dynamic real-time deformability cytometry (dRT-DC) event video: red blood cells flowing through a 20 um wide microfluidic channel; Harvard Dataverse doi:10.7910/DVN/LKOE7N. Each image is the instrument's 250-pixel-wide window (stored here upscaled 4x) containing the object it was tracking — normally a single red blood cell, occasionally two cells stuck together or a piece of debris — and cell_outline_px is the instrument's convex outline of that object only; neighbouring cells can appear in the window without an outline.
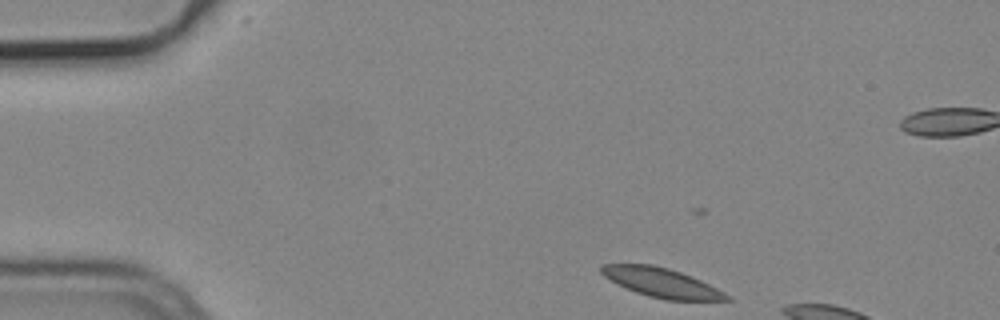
{"species": "common noctule bat (a hibernating species)", "species_latin": "Nyctalus noctula", "temperature_condition": "cold", "stored_images_in_passage": 7, "camera_frame_rate_fps": 3000, "um_per_image_px": 0.085, "animal": {"sex": "male", "body_mass_g": 19.2, "forearm_length_mm": 51.8}, "frame": {"image": 1, "passage_image": 1, "time_ms": 0.0, "image_size_px": [1000, 320], "cell_outline_px": [[732, 300], [668, 300], [648, 296], [636, 292], [616, 284], [604, 276], [600, 272], [600, 264], [652, 264], [668, 268], [692, 276], [732, 296]], "centroid_in_image_um": [56.21, 24.02], "position_along_channel_um": 28.8, "area_um2": 21.33}}